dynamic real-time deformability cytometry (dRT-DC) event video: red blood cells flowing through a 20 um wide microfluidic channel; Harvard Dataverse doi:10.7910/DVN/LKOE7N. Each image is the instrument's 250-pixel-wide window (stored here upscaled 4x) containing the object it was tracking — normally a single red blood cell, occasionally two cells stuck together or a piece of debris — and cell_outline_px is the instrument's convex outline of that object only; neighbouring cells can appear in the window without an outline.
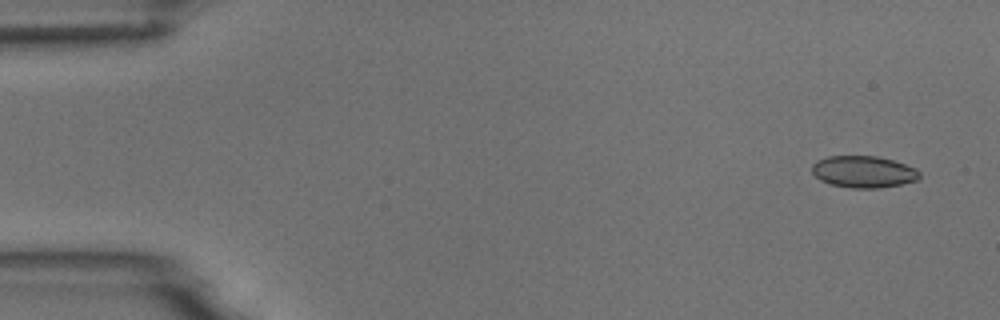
{"species": "common noctule bat (a hibernating species)", "species_latin": "Nyctalus noctula", "temperature_condition": "room temperature", "stored_images_in_passage": 5, "camera_frame_rate_fps": 3000, "um_per_image_px": 0.085, "animal": {"sex": "male", "body_mass_g": 18.8}, "frame": {"image": 1, "passage_image": 1, "time_ms": 0.0, "image_size_px": [1000, 320], "cell_outline_px": [[920, 176], [916, 180], [900, 184], [880, 188], [852, 188], [832, 184], [820, 180], [812, 172], [812, 164], [816, 160], [828, 156], [876, 156], [892, 160], [916, 168], [920, 172]], "centroid_in_image_um": [73.38, 14.59], "position_along_channel_um": 11.6, "area_um2": 19.83}}
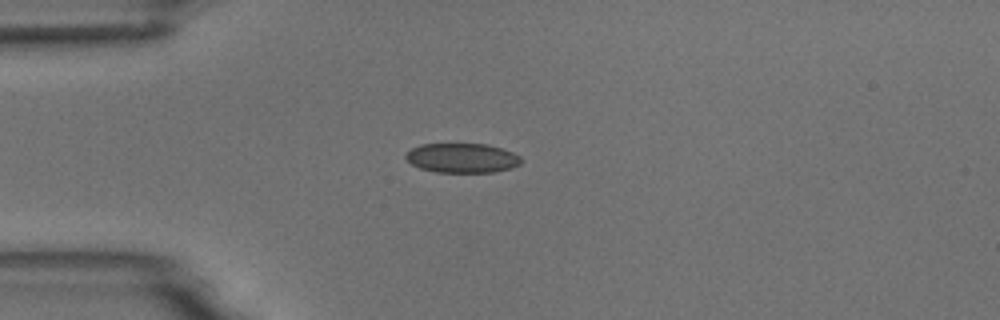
{"frame": {"image": 2, "passage_image": 4, "time_ms": 3.667, "image_size_px": [1000, 320], "cell_outline_px": [[520, 164], [512, 168], [492, 172], [436, 172], [420, 168], [412, 164], [404, 156], [412, 148], [420, 144], [488, 144], [512, 152], [520, 156]], "centroid_in_image_um": [39.28, 13.43], "position_along_channel_um": 45.7, "area_um2": 19.71}}